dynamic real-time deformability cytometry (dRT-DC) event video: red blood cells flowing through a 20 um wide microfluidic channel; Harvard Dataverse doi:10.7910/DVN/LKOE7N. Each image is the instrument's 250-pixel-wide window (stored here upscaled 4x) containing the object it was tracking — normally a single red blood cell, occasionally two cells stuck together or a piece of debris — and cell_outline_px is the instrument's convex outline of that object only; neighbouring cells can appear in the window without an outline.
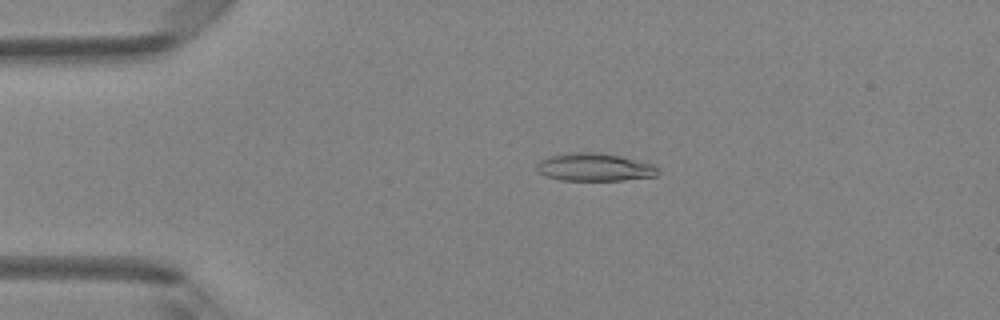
{"species": "Egyptian fruit bat (a non-hibernating species)", "species_latin": "Rousettus aegyptiacus", "temperature_condition": "room temperature", "stored_images_in_passage": 49, "camera_frame_rate_fps": 3000, "um_per_image_px": 0.085, "animal": {"sex": "female"}, "frame": {"image": 1, "passage_image": 11, "time_ms": 3.333, "image_size_px": [1000, 320], "cell_outline_px": [[660, 172], [656, 176], [624, 180], [560, 180], [544, 176], [536, 168], [536, 164], [540, 160], [548, 156], [572, 152], [596, 152], [620, 156], [656, 164], [660, 168]], "centroid_in_image_um": [50.57, 14.21], "position_along_channel_um": 34.4, "area_um2": 19.94}}
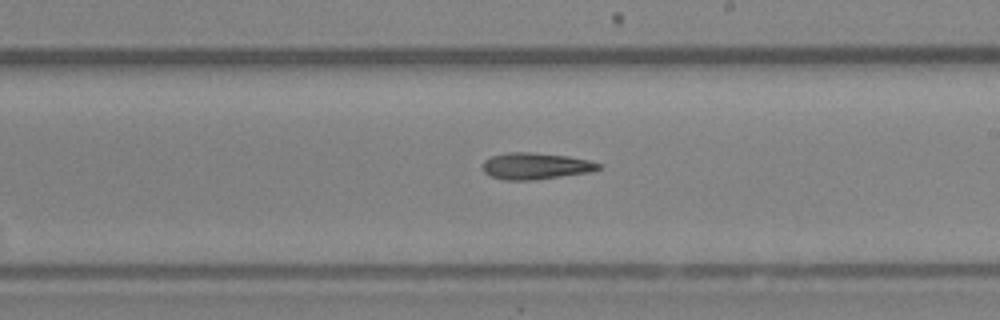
{"frame": {"image": 2, "passage_image": 29, "time_ms": 9.333, "image_size_px": [1000, 320], "cell_outline_px": [[604, 164], [600, 168], [588, 172], [536, 180], [504, 180], [492, 176], [484, 172], [484, 160], [492, 156], [508, 152], [532, 152], [568, 156], [588, 160]], "centroid_in_image_um": [45.54, 14.11], "position_along_channel_um": 243.5, "area_um2": 17.86}}
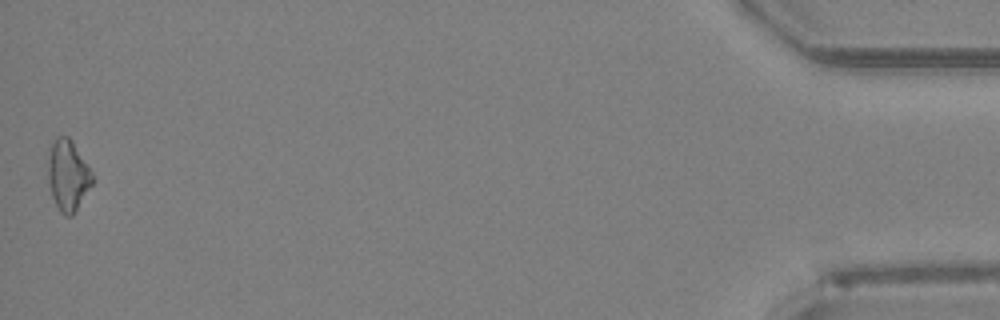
{"frame": {"image": 3, "passage_image": 49, "time_ms": 16.0, "image_size_px": [1000, 320], "cell_outline_px": [[92, 184], [72, 216], [64, 216], [60, 212], [52, 196], [48, 184], [48, 160], [52, 144], [56, 136], [68, 136], [72, 140], [92, 172]], "centroid_in_image_um": [5.76, 14.91], "position_along_channel_um": 429.4, "area_um2": 18.09}}